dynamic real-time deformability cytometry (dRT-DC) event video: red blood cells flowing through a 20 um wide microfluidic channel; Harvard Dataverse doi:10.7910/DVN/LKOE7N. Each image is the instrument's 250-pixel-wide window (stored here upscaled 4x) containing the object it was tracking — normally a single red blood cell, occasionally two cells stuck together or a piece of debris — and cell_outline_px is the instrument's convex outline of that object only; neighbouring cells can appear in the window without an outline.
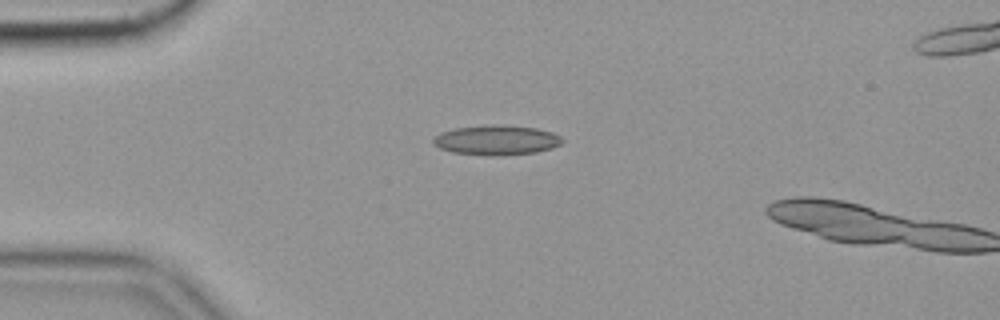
{"species": "common noctule bat (a hibernating species)", "species_latin": "Nyctalus noctula", "temperature_condition": "cold", "stored_images_in_passage": 3, "camera_frame_rate_fps": 3000, "um_per_image_px": 0.085, "animal": {"sex": "female", "body_mass_g": 19.9}, "frame": {"image": 1, "passage_image": 1, "time_ms": 0.0, "image_size_px": [1000, 320], "cell_outline_px": [[564, 140], [560, 144], [552, 148], [536, 152], [500, 156], [488, 156], [452, 152], [440, 148], [432, 144], [432, 140], [440, 132], [456, 128], [536, 128], [552, 132], [560, 136]], "centroid_in_image_um": [42.2, 11.98], "position_along_channel_um": 42.8, "area_um2": 21.33}}